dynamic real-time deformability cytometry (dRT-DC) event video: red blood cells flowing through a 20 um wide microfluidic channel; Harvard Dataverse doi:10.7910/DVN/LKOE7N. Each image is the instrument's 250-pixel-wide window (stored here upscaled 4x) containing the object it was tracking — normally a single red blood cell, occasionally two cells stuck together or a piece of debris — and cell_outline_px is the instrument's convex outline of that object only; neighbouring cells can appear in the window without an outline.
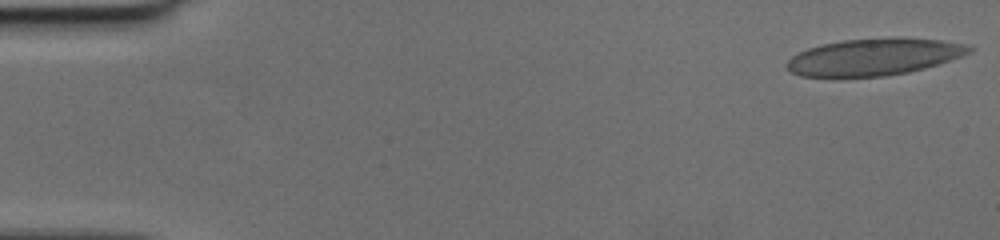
{"species": "human", "species_latin": "Homo sapiens", "temperature_condition": "cold", "stored_images_in_passage": 49, "camera_frame_rate_fps": 3000, "um_per_image_px": 0.085, "donor": {"sex": "female"}, "frame": {"image": 1, "passage_image": 1, "time_ms": 0.0, "image_size_px": [1000, 240], "cell_outline_px": [[976, 48], [972, 52], [924, 68], [908, 72], [884, 76], [800, 76], [792, 72], [784, 64], [792, 56], [808, 48], [820, 44], [844, 40], [892, 36], [904, 36], [940, 40], [972, 44]], "centroid_in_image_um": [74.35, 4.8], "position_along_channel_um": 10.7, "area_um2": 39.54}}
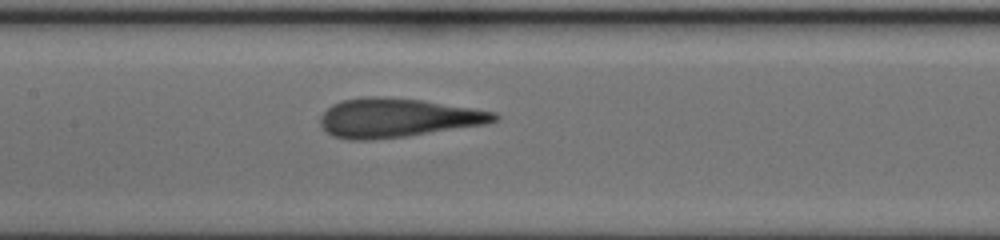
{"frame": {"image": 2, "passage_image": 24, "time_ms": 7.667, "image_size_px": [1000, 240], "cell_outline_px": [[500, 116], [496, 120], [484, 124], [404, 136], [368, 140], [352, 140], [332, 136], [320, 124], [320, 116], [332, 104], [344, 100], [368, 96], [380, 96], [420, 100], [472, 108], [496, 112]], "centroid_in_image_um": [33.75, 10.01], "position_along_channel_um": 173.7, "area_um2": 38.96}}
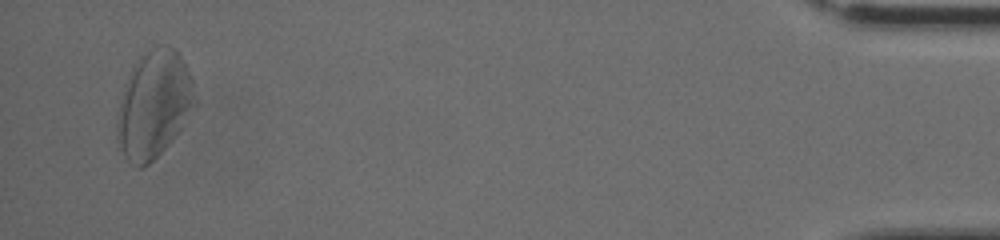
{"frame": {"image": 3, "passage_image": 48, "time_ms": 15.667, "image_size_px": [1000, 240], "cell_outline_px": [[192, 80], [188, 104], [180, 128], [168, 144], [148, 164], [140, 168], [136, 168], [128, 160], [120, 148], [116, 136], [116, 124], [120, 100], [124, 84], [136, 60], [140, 56], [152, 48], [160, 44], [168, 44], [176, 48]], "centroid_in_image_um": [12.96, 8.86], "position_along_channel_um": 422.2, "area_um2": 46.76}}